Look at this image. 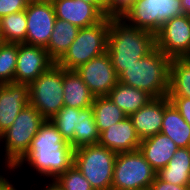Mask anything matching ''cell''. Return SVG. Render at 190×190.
Masks as SVG:
<instances>
[{
  "label": "cell",
  "mask_w": 190,
  "mask_h": 190,
  "mask_svg": "<svg viewBox=\"0 0 190 190\" xmlns=\"http://www.w3.org/2000/svg\"><path fill=\"white\" fill-rule=\"evenodd\" d=\"M184 14L190 13V0H181Z\"/></svg>",
  "instance_id": "74e56055"
},
{
  "label": "cell",
  "mask_w": 190,
  "mask_h": 190,
  "mask_svg": "<svg viewBox=\"0 0 190 190\" xmlns=\"http://www.w3.org/2000/svg\"><path fill=\"white\" fill-rule=\"evenodd\" d=\"M76 72L95 97L107 96L119 82L107 52L81 65Z\"/></svg>",
  "instance_id": "7c38bea8"
},
{
  "label": "cell",
  "mask_w": 190,
  "mask_h": 190,
  "mask_svg": "<svg viewBox=\"0 0 190 190\" xmlns=\"http://www.w3.org/2000/svg\"><path fill=\"white\" fill-rule=\"evenodd\" d=\"M110 16L87 28H80L67 52L57 62L66 70H76L92 58L107 52Z\"/></svg>",
  "instance_id": "5b68a950"
},
{
  "label": "cell",
  "mask_w": 190,
  "mask_h": 190,
  "mask_svg": "<svg viewBox=\"0 0 190 190\" xmlns=\"http://www.w3.org/2000/svg\"><path fill=\"white\" fill-rule=\"evenodd\" d=\"M127 116L144 107L153 97L146 91L118 82L107 95Z\"/></svg>",
  "instance_id": "7402d4cb"
},
{
  "label": "cell",
  "mask_w": 190,
  "mask_h": 190,
  "mask_svg": "<svg viewBox=\"0 0 190 190\" xmlns=\"http://www.w3.org/2000/svg\"><path fill=\"white\" fill-rule=\"evenodd\" d=\"M80 110L64 106L50 120L62 134V137L74 148V132H79Z\"/></svg>",
  "instance_id": "83f0119b"
},
{
  "label": "cell",
  "mask_w": 190,
  "mask_h": 190,
  "mask_svg": "<svg viewBox=\"0 0 190 190\" xmlns=\"http://www.w3.org/2000/svg\"><path fill=\"white\" fill-rule=\"evenodd\" d=\"M27 19L25 10L11 13L0 19L2 42L25 43L27 35Z\"/></svg>",
  "instance_id": "484cf974"
},
{
  "label": "cell",
  "mask_w": 190,
  "mask_h": 190,
  "mask_svg": "<svg viewBox=\"0 0 190 190\" xmlns=\"http://www.w3.org/2000/svg\"><path fill=\"white\" fill-rule=\"evenodd\" d=\"M63 93V67L55 63L29 84V104L50 120L64 107Z\"/></svg>",
  "instance_id": "52a82bcc"
},
{
  "label": "cell",
  "mask_w": 190,
  "mask_h": 190,
  "mask_svg": "<svg viewBox=\"0 0 190 190\" xmlns=\"http://www.w3.org/2000/svg\"><path fill=\"white\" fill-rule=\"evenodd\" d=\"M164 115V96L151 99L144 107L129 115L140 140L160 133Z\"/></svg>",
  "instance_id": "e0dca14e"
},
{
  "label": "cell",
  "mask_w": 190,
  "mask_h": 190,
  "mask_svg": "<svg viewBox=\"0 0 190 190\" xmlns=\"http://www.w3.org/2000/svg\"><path fill=\"white\" fill-rule=\"evenodd\" d=\"M171 60L155 47L148 55L126 67L118 75V81L146 91L153 98L168 96Z\"/></svg>",
  "instance_id": "3957f363"
},
{
  "label": "cell",
  "mask_w": 190,
  "mask_h": 190,
  "mask_svg": "<svg viewBox=\"0 0 190 190\" xmlns=\"http://www.w3.org/2000/svg\"><path fill=\"white\" fill-rule=\"evenodd\" d=\"M177 149L176 143L162 133L141 140L139 146V151L156 172L168 165Z\"/></svg>",
  "instance_id": "ac0fdd59"
},
{
  "label": "cell",
  "mask_w": 190,
  "mask_h": 190,
  "mask_svg": "<svg viewBox=\"0 0 190 190\" xmlns=\"http://www.w3.org/2000/svg\"><path fill=\"white\" fill-rule=\"evenodd\" d=\"M170 102L179 111L184 120L190 125V98L168 97Z\"/></svg>",
  "instance_id": "d6a6232c"
},
{
  "label": "cell",
  "mask_w": 190,
  "mask_h": 190,
  "mask_svg": "<svg viewBox=\"0 0 190 190\" xmlns=\"http://www.w3.org/2000/svg\"><path fill=\"white\" fill-rule=\"evenodd\" d=\"M86 3L92 4L104 17H106V7L102 0H83Z\"/></svg>",
  "instance_id": "d590c367"
},
{
  "label": "cell",
  "mask_w": 190,
  "mask_h": 190,
  "mask_svg": "<svg viewBox=\"0 0 190 190\" xmlns=\"http://www.w3.org/2000/svg\"><path fill=\"white\" fill-rule=\"evenodd\" d=\"M13 178L10 176L8 177L5 175L1 180H0V190H22V188L20 189V187L18 188L17 184H15L16 182H13ZM17 187V188H16Z\"/></svg>",
  "instance_id": "e575fe53"
},
{
  "label": "cell",
  "mask_w": 190,
  "mask_h": 190,
  "mask_svg": "<svg viewBox=\"0 0 190 190\" xmlns=\"http://www.w3.org/2000/svg\"><path fill=\"white\" fill-rule=\"evenodd\" d=\"M47 184L45 185L46 187H44L43 183H42V189L40 188L39 190H63L58 183L55 180H47L46 182ZM38 190V189H37Z\"/></svg>",
  "instance_id": "8d00e7d4"
},
{
  "label": "cell",
  "mask_w": 190,
  "mask_h": 190,
  "mask_svg": "<svg viewBox=\"0 0 190 190\" xmlns=\"http://www.w3.org/2000/svg\"><path fill=\"white\" fill-rule=\"evenodd\" d=\"M156 171L138 150L117 153L113 171L112 190H138L151 186Z\"/></svg>",
  "instance_id": "9c48e42d"
},
{
  "label": "cell",
  "mask_w": 190,
  "mask_h": 190,
  "mask_svg": "<svg viewBox=\"0 0 190 190\" xmlns=\"http://www.w3.org/2000/svg\"><path fill=\"white\" fill-rule=\"evenodd\" d=\"M44 121L45 118L39 111L29 104L20 111L12 125L0 135V146H3L0 149L4 151V157L0 158L3 159L4 167L6 166L5 174L10 175L9 170L28 151L32 139Z\"/></svg>",
  "instance_id": "277c9868"
},
{
  "label": "cell",
  "mask_w": 190,
  "mask_h": 190,
  "mask_svg": "<svg viewBox=\"0 0 190 190\" xmlns=\"http://www.w3.org/2000/svg\"><path fill=\"white\" fill-rule=\"evenodd\" d=\"M168 97L190 98V58H172Z\"/></svg>",
  "instance_id": "cb8c5ba5"
},
{
  "label": "cell",
  "mask_w": 190,
  "mask_h": 190,
  "mask_svg": "<svg viewBox=\"0 0 190 190\" xmlns=\"http://www.w3.org/2000/svg\"><path fill=\"white\" fill-rule=\"evenodd\" d=\"M155 47L154 33L129 25L121 17H110L107 53L117 75Z\"/></svg>",
  "instance_id": "7a4b0ae2"
},
{
  "label": "cell",
  "mask_w": 190,
  "mask_h": 190,
  "mask_svg": "<svg viewBox=\"0 0 190 190\" xmlns=\"http://www.w3.org/2000/svg\"><path fill=\"white\" fill-rule=\"evenodd\" d=\"M29 105V84H0V135L14 122L20 111Z\"/></svg>",
  "instance_id": "5bb4252c"
},
{
  "label": "cell",
  "mask_w": 190,
  "mask_h": 190,
  "mask_svg": "<svg viewBox=\"0 0 190 190\" xmlns=\"http://www.w3.org/2000/svg\"><path fill=\"white\" fill-rule=\"evenodd\" d=\"M136 0H107L106 17H121Z\"/></svg>",
  "instance_id": "4dcf8cb0"
},
{
  "label": "cell",
  "mask_w": 190,
  "mask_h": 190,
  "mask_svg": "<svg viewBox=\"0 0 190 190\" xmlns=\"http://www.w3.org/2000/svg\"><path fill=\"white\" fill-rule=\"evenodd\" d=\"M160 133L170 137L178 148L190 147V125L170 102L168 96H164V115Z\"/></svg>",
  "instance_id": "d6986e66"
},
{
  "label": "cell",
  "mask_w": 190,
  "mask_h": 190,
  "mask_svg": "<svg viewBox=\"0 0 190 190\" xmlns=\"http://www.w3.org/2000/svg\"><path fill=\"white\" fill-rule=\"evenodd\" d=\"M156 48L165 55L190 56V21L187 14L176 16L162 24L155 34Z\"/></svg>",
  "instance_id": "30bf717a"
},
{
  "label": "cell",
  "mask_w": 190,
  "mask_h": 190,
  "mask_svg": "<svg viewBox=\"0 0 190 190\" xmlns=\"http://www.w3.org/2000/svg\"><path fill=\"white\" fill-rule=\"evenodd\" d=\"M138 190H152L150 187L144 188V189H138Z\"/></svg>",
  "instance_id": "ab89813d"
},
{
  "label": "cell",
  "mask_w": 190,
  "mask_h": 190,
  "mask_svg": "<svg viewBox=\"0 0 190 190\" xmlns=\"http://www.w3.org/2000/svg\"><path fill=\"white\" fill-rule=\"evenodd\" d=\"M55 181L63 190H94L75 165L60 174Z\"/></svg>",
  "instance_id": "f546056e"
},
{
  "label": "cell",
  "mask_w": 190,
  "mask_h": 190,
  "mask_svg": "<svg viewBox=\"0 0 190 190\" xmlns=\"http://www.w3.org/2000/svg\"><path fill=\"white\" fill-rule=\"evenodd\" d=\"M56 18L66 20L79 28H87L101 22L105 17L83 0H51Z\"/></svg>",
  "instance_id": "9a60e30c"
},
{
  "label": "cell",
  "mask_w": 190,
  "mask_h": 190,
  "mask_svg": "<svg viewBox=\"0 0 190 190\" xmlns=\"http://www.w3.org/2000/svg\"><path fill=\"white\" fill-rule=\"evenodd\" d=\"M156 175L171 184L190 186V147L178 148L168 165L161 168Z\"/></svg>",
  "instance_id": "44dd1931"
},
{
  "label": "cell",
  "mask_w": 190,
  "mask_h": 190,
  "mask_svg": "<svg viewBox=\"0 0 190 190\" xmlns=\"http://www.w3.org/2000/svg\"><path fill=\"white\" fill-rule=\"evenodd\" d=\"M100 140V133L93 116V107L80 110L79 132H74V149L85 145H96Z\"/></svg>",
  "instance_id": "4316f807"
},
{
  "label": "cell",
  "mask_w": 190,
  "mask_h": 190,
  "mask_svg": "<svg viewBox=\"0 0 190 190\" xmlns=\"http://www.w3.org/2000/svg\"><path fill=\"white\" fill-rule=\"evenodd\" d=\"M27 35L25 44L46 48L56 20L51 0H30L25 9Z\"/></svg>",
  "instance_id": "8fae6325"
},
{
  "label": "cell",
  "mask_w": 190,
  "mask_h": 190,
  "mask_svg": "<svg viewBox=\"0 0 190 190\" xmlns=\"http://www.w3.org/2000/svg\"><path fill=\"white\" fill-rule=\"evenodd\" d=\"M117 153L106 147L85 145L74 150V163L94 190H112Z\"/></svg>",
  "instance_id": "8992f818"
},
{
  "label": "cell",
  "mask_w": 190,
  "mask_h": 190,
  "mask_svg": "<svg viewBox=\"0 0 190 190\" xmlns=\"http://www.w3.org/2000/svg\"><path fill=\"white\" fill-rule=\"evenodd\" d=\"M64 106L84 109L92 106L95 96L76 70L63 68Z\"/></svg>",
  "instance_id": "ffe728a7"
},
{
  "label": "cell",
  "mask_w": 190,
  "mask_h": 190,
  "mask_svg": "<svg viewBox=\"0 0 190 190\" xmlns=\"http://www.w3.org/2000/svg\"><path fill=\"white\" fill-rule=\"evenodd\" d=\"M79 27L66 20L56 18L54 28L47 47L50 58L57 63L67 52L75 38L77 37Z\"/></svg>",
  "instance_id": "603a6c76"
},
{
  "label": "cell",
  "mask_w": 190,
  "mask_h": 190,
  "mask_svg": "<svg viewBox=\"0 0 190 190\" xmlns=\"http://www.w3.org/2000/svg\"><path fill=\"white\" fill-rule=\"evenodd\" d=\"M150 188L152 190H190V186H180L171 184L161 180L157 175L152 182Z\"/></svg>",
  "instance_id": "836d02e7"
},
{
  "label": "cell",
  "mask_w": 190,
  "mask_h": 190,
  "mask_svg": "<svg viewBox=\"0 0 190 190\" xmlns=\"http://www.w3.org/2000/svg\"><path fill=\"white\" fill-rule=\"evenodd\" d=\"M29 1L30 0H0V19L11 13L25 10Z\"/></svg>",
  "instance_id": "1f68e13d"
},
{
  "label": "cell",
  "mask_w": 190,
  "mask_h": 190,
  "mask_svg": "<svg viewBox=\"0 0 190 190\" xmlns=\"http://www.w3.org/2000/svg\"><path fill=\"white\" fill-rule=\"evenodd\" d=\"M3 168H4V167H2V169H0V180L5 176V174H3V171H2ZM2 174H3V175H2Z\"/></svg>",
  "instance_id": "f35d334b"
},
{
  "label": "cell",
  "mask_w": 190,
  "mask_h": 190,
  "mask_svg": "<svg viewBox=\"0 0 190 190\" xmlns=\"http://www.w3.org/2000/svg\"><path fill=\"white\" fill-rule=\"evenodd\" d=\"M92 107L94 120L99 133L127 117L108 96L95 97Z\"/></svg>",
  "instance_id": "d4e9b609"
},
{
  "label": "cell",
  "mask_w": 190,
  "mask_h": 190,
  "mask_svg": "<svg viewBox=\"0 0 190 190\" xmlns=\"http://www.w3.org/2000/svg\"><path fill=\"white\" fill-rule=\"evenodd\" d=\"M74 150L51 120L45 119L32 139L28 151L11 168L10 174L14 171L15 174L20 173L18 170H22V166L26 165L31 173L35 171V175L45 177L44 182L46 179L55 180L73 165Z\"/></svg>",
  "instance_id": "6da1fadb"
},
{
  "label": "cell",
  "mask_w": 190,
  "mask_h": 190,
  "mask_svg": "<svg viewBox=\"0 0 190 190\" xmlns=\"http://www.w3.org/2000/svg\"><path fill=\"white\" fill-rule=\"evenodd\" d=\"M183 14L181 0H136L121 18L129 25L156 34L163 23Z\"/></svg>",
  "instance_id": "ba28073f"
},
{
  "label": "cell",
  "mask_w": 190,
  "mask_h": 190,
  "mask_svg": "<svg viewBox=\"0 0 190 190\" xmlns=\"http://www.w3.org/2000/svg\"><path fill=\"white\" fill-rule=\"evenodd\" d=\"M53 64L44 47L19 43L14 83L30 84Z\"/></svg>",
  "instance_id": "4fadbf2b"
},
{
  "label": "cell",
  "mask_w": 190,
  "mask_h": 190,
  "mask_svg": "<svg viewBox=\"0 0 190 190\" xmlns=\"http://www.w3.org/2000/svg\"><path fill=\"white\" fill-rule=\"evenodd\" d=\"M140 138L129 116L122 121L112 124L100 133L98 144L115 153L132 152L139 149Z\"/></svg>",
  "instance_id": "2e32d148"
},
{
  "label": "cell",
  "mask_w": 190,
  "mask_h": 190,
  "mask_svg": "<svg viewBox=\"0 0 190 190\" xmlns=\"http://www.w3.org/2000/svg\"><path fill=\"white\" fill-rule=\"evenodd\" d=\"M18 43L0 42V84L14 83Z\"/></svg>",
  "instance_id": "f1b7e54d"
}]
</instances>
